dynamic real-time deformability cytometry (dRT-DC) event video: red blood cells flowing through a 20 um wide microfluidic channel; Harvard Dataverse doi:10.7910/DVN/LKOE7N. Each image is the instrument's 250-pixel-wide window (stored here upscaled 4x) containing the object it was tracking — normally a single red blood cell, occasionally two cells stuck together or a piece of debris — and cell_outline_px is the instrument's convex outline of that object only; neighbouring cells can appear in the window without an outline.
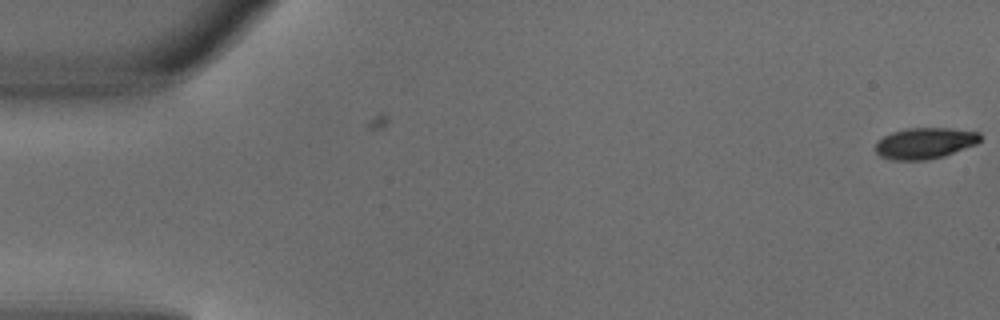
{"species": "common noctule bat (a hibernating species)", "species_latin": "Nyctalus noctula", "temperature_condition": "warm", "stored_images_in_passage": 2, "camera_frame_rate_fps": 3000, "um_per_image_px": 0.085, "animal": {"sex": "male", "body_mass_g": 18.8}, "frame": {"image": 1, "passage_image": 2, "time_ms": 0.333, "image_size_px": [1000, 320], "cell_outline_px": [[980, 140], [976, 144], [944, 156], [928, 160], [892, 160], [880, 156], [876, 152], [876, 144], [884, 136], [892, 132], [908, 128], [952, 128], [980, 132]], "centroid_in_image_um": [78.63, 12.17], "position_along_channel_um": 6.4, "area_um2": 18.96}}